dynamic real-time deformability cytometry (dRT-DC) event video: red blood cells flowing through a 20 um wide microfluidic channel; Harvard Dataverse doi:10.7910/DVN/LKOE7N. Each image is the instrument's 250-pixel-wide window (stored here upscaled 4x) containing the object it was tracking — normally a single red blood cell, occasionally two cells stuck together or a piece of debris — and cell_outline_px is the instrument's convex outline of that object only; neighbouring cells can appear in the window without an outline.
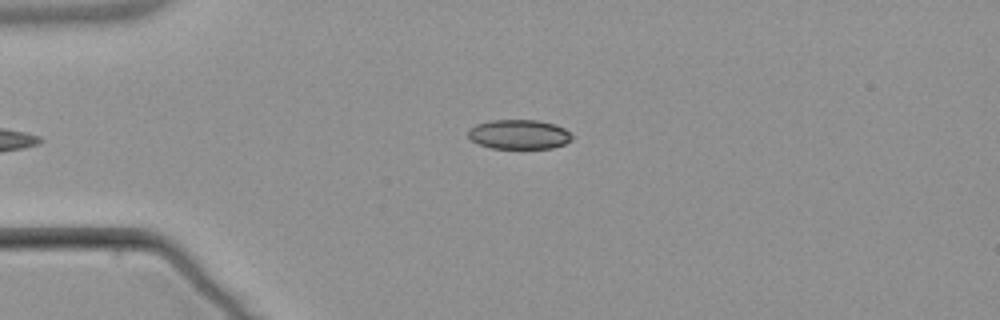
{"species": "common noctule bat (a hibernating species)", "species_latin": "Nyctalus noctula", "temperature_condition": "warm", "stored_images_in_passage": 4, "camera_frame_rate_fps": 3000, "um_per_image_px": 0.085, "animal": {"sex": "male", "body_mass_g": 21.5, "forearm_length_mm": 52.0}, "frame": {"image": 1, "passage_image": 4, "time_ms": 4.667, "image_size_px": [1000, 320], "cell_outline_px": [[572, 140], [564, 144], [552, 148], [492, 148], [480, 144], [472, 140], [468, 136], [468, 132], [476, 124], [488, 120], [536, 120], [556, 124], [564, 128], [572, 136]], "centroid_in_image_um": [44.13, 11.41], "position_along_channel_um": 40.9, "area_um2": 17.74}}